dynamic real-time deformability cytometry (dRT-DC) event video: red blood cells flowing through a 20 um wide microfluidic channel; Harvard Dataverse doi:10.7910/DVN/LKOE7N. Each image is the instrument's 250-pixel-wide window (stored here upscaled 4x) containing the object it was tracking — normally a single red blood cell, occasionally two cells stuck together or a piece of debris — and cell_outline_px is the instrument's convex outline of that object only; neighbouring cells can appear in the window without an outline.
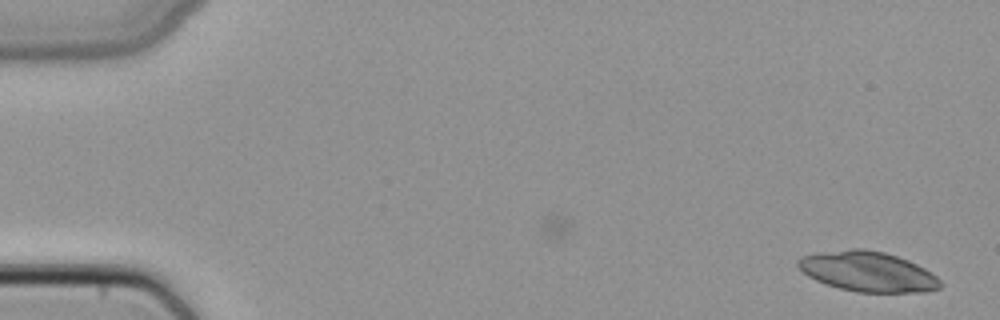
{"species": "common noctule bat (a hibernating species)", "species_latin": "Nyctalus noctula", "temperature_condition": "cold", "stored_images_in_passage": 2, "camera_frame_rate_fps": 3000, "um_per_image_px": 0.085, "animal": {"sex": "female", "body_mass_g": 22.7, "forearm_length_mm": 54.2}, "frame": {"image": 1, "passage_image": 2, "time_ms": 0.333, "image_size_px": [1000, 320], "cell_outline_px": [[944, 284], [940, 288], [924, 292], [856, 292], [840, 288], [816, 280], [808, 276], [796, 264], [796, 260], [800, 256], [816, 252], [852, 248], [864, 248], [884, 252], [908, 260], [924, 268], [936, 276]], "centroid_in_image_um": [73.75, 23.07], "position_along_channel_um": 11.3, "area_um2": 33.35}}